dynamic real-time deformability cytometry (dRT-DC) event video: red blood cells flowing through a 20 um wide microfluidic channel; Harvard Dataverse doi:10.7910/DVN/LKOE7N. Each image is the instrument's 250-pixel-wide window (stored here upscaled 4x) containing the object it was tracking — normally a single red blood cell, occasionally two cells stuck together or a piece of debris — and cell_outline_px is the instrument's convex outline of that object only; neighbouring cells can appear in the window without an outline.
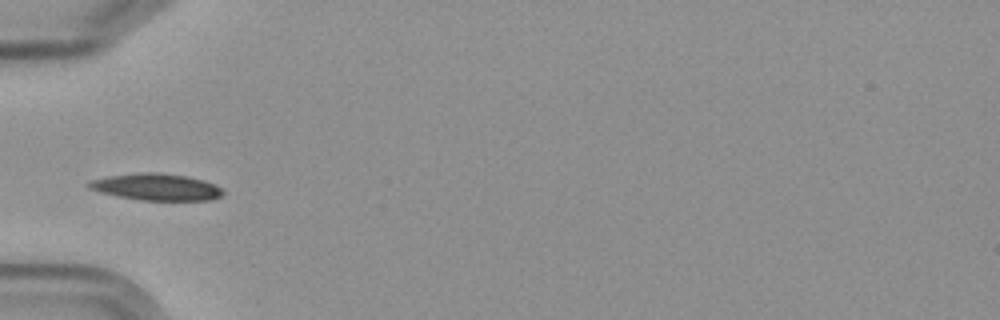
{"species": "Egyptian fruit bat (a non-hibernating species)", "species_latin": "Rousettus aegyptiacus", "temperature_condition": "cold", "stored_images_in_passage": 9, "camera_frame_rate_fps": 3000, "um_per_image_px": 0.085, "frame": {"image": 1, "passage_image": 3, "time_ms": 2.0, "image_size_px": [1000, 320], "cell_outline_px": [[224, 192], [220, 196], [212, 200], [140, 200], [100, 192], [88, 188], [84, 184], [88, 180], [108, 176], [140, 172], [160, 172], [188, 176], [204, 180], [216, 184]], "centroid_in_image_um": [13.26, 15.88], "position_along_channel_um": 71.7, "area_um2": 21.1}}
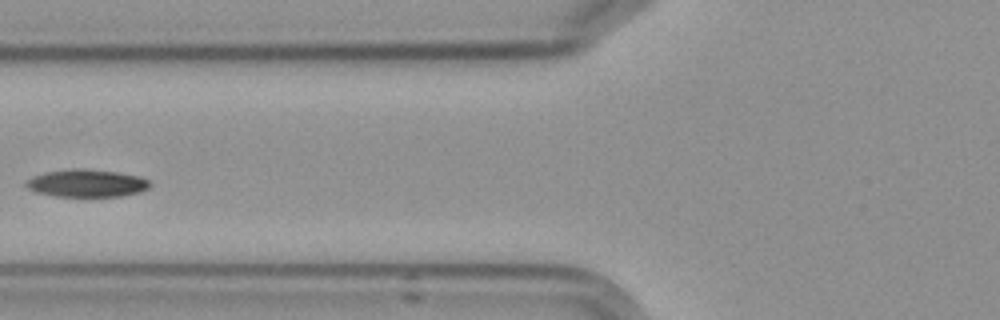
{"frame": {"image": 2, "passage_image": 4, "time_ms": 3.333, "image_size_px": [1000, 320], "cell_outline_px": [[152, 184], [148, 188], [140, 192], [120, 196], [56, 196], [36, 192], [28, 188], [24, 184], [24, 180], [32, 176], [44, 172], [72, 168], [84, 168], [116, 172], [140, 176], [152, 180]], "centroid_in_image_um": [7.37, 15.56], "position_along_channel_um": 118.4, "area_um2": 20.17}}